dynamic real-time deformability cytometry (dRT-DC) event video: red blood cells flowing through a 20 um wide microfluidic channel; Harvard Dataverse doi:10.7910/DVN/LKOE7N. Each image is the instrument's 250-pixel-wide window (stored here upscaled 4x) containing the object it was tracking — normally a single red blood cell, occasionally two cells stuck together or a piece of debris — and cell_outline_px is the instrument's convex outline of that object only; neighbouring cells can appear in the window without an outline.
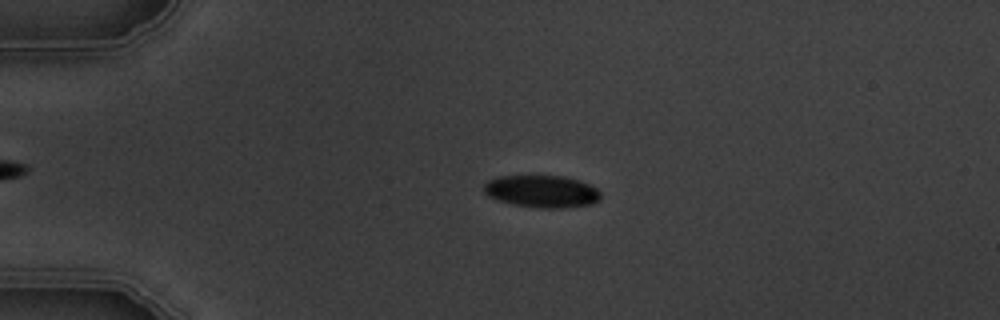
{"species": "common noctule bat (a hibernating species)", "species_latin": "Nyctalus noctula", "temperature_condition": "warm", "stored_images_in_passage": 5, "camera_frame_rate_fps": 3000, "um_per_image_px": 0.085, "animal": {"sex": "male", "body_mass_g": 19.5, "forearm_length_mm": 54.6}, "frame": {"image": 1, "passage_image": 3, "time_ms": 2.667, "image_size_px": [1000, 320], "cell_outline_px": [[600, 200], [592, 204], [564, 208], [540, 208], [512, 204], [488, 196], [484, 192], [484, 184], [488, 180], [500, 176], [564, 176], [580, 180], [596, 188], [600, 192]], "centroid_in_image_um": [46.07, 16.27], "position_along_channel_um": 38.9, "area_um2": 21.96}}
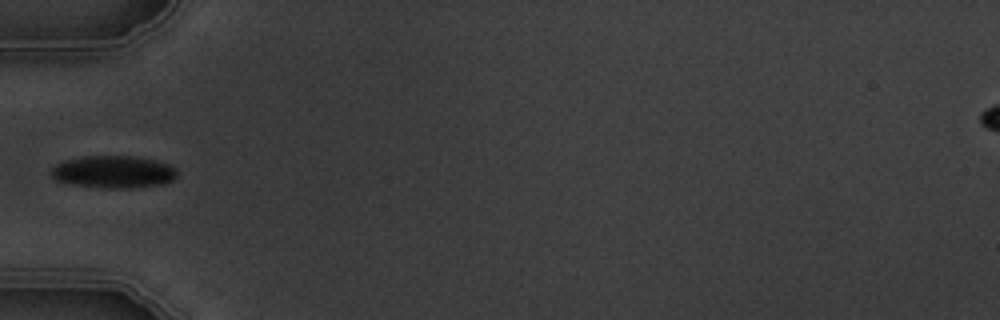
{"frame": {"image": 2, "passage_image": 4, "time_ms": 4.667, "image_size_px": [1000, 320], "cell_outline_px": [[176, 176], [172, 180], [164, 184], [128, 188], [116, 188], [72, 184], [56, 180], [52, 176], [52, 168], [56, 164], [64, 160], [84, 156], [132, 156], [156, 160], [168, 164], [176, 168]], "centroid_in_image_um": [9.66, 14.6], "position_along_channel_um": 75.3, "area_um2": 23.52}}